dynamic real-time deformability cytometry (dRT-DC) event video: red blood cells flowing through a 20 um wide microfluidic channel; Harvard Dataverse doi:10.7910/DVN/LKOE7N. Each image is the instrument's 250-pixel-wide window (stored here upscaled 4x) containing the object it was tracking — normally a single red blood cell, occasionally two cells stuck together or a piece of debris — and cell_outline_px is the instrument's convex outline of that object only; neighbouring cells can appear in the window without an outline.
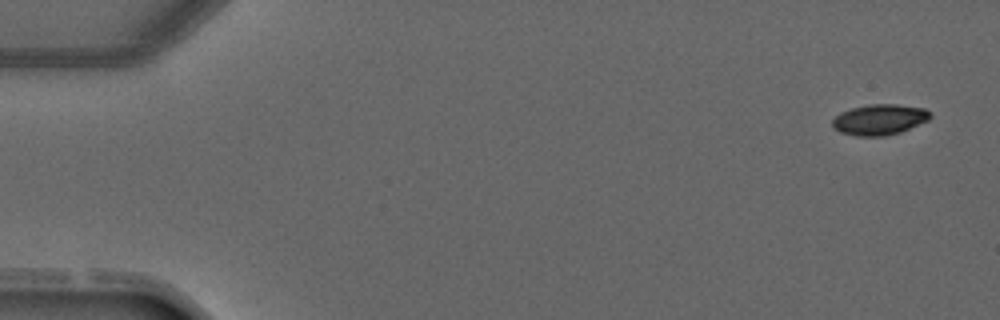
{"species": "common noctule bat (a hibernating species)", "species_latin": "Nyctalus noctula", "temperature_condition": "warm", "stored_images_in_passage": 5, "camera_frame_rate_fps": 3000, "um_per_image_px": 0.085, "animal": {"sex": "male", "forearm_length_mm": 52.5}, "frame": {"image": 1, "passage_image": 1, "time_ms": 0.0, "image_size_px": [1000, 320], "cell_outline_px": [[932, 116], [928, 120], [900, 132], [884, 136], [856, 136], [840, 132], [832, 128], [832, 120], [840, 112], [852, 108], [868, 104], [896, 104], [924, 108], [932, 112]], "centroid_in_image_um": [74.75, 10.16], "position_along_channel_um": 10.3, "area_um2": 17.57}}
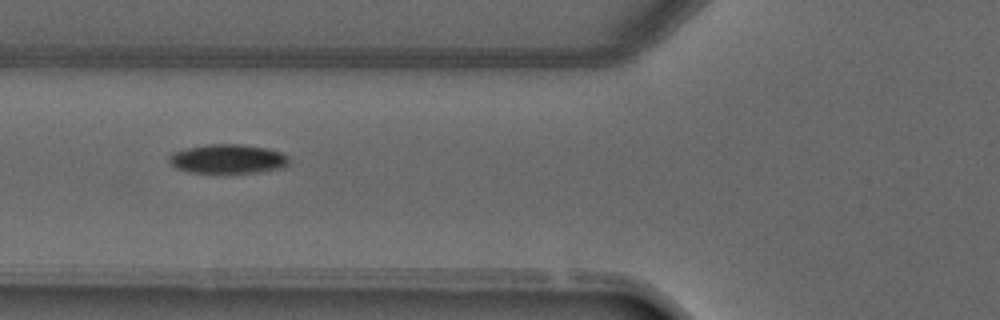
{"frame": {"image": 2, "passage_image": 5, "time_ms": 5.0, "image_size_px": [1000, 320], "cell_outline_px": [[288, 164], [280, 168], [256, 172], [224, 176], [188, 172], [176, 168], [168, 160], [168, 156], [172, 152], [184, 148], [208, 144], [244, 144], [268, 148], [280, 152], [288, 156]], "centroid_in_image_um": [19.31, 13.54], "position_along_channel_um": 106.5, "area_um2": 21.33}}